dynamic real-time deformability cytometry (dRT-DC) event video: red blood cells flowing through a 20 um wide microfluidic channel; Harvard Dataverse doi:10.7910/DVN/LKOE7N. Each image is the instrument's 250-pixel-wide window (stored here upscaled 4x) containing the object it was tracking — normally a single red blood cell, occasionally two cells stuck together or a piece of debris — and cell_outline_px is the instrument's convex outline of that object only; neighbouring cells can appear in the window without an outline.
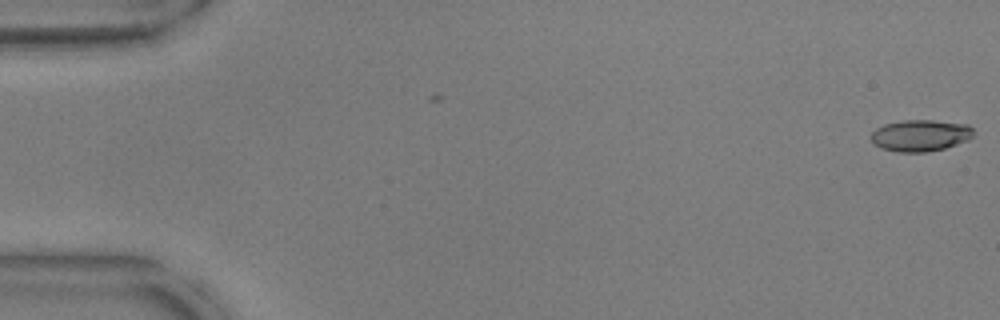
{"species": "common noctule bat (a hibernating species)", "species_latin": "Nyctalus noctula", "temperature_condition": "warm", "stored_images_in_passage": 53, "camera_frame_rate_fps": 3000, "um_per_image_px": 0.085, "animal": {"sex": "male", "body_mass_g": 17.9, "forearm_length_mm": 54.2}, "frame": {"image": 1, "passage_image": 1, "time_ms": 0.0, "image_size_px": [1000, 320], "cell_outline_px": [[972, 136], [968, 140], [944, 148], [924, 152], [896, 152], [880, 148], [872, 144], [872, 132], [876, 128], [884, 124], [900, 120], [932, 120], [968, 124], [972, 128]], "centroid_in_image_um": [78.19, 11.51], "position_along_channel_um": 6.8, "area_um2": 18.9}}
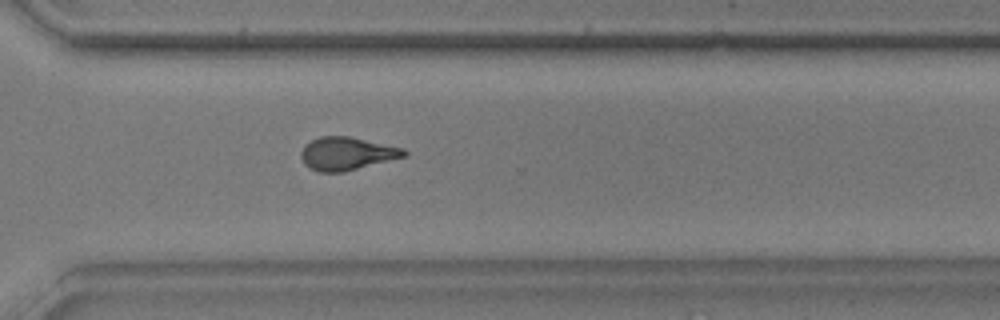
{"frame": {"image": 2, "passage_image": 39, "time_ms": 12.667, "image_size_px": [1000, 320], "cell_outline_px": [[408, 156], [344, 172], [320, 172], [304, 164], [300, 156], [300, 152], [304, 144], [320, 136], [348, 136], [404, 148], [408, 152]], "centroid_in_image_um": [29.49, 13.05], "position_along_channel_um": 341.1, "area_um2": 19.94}}
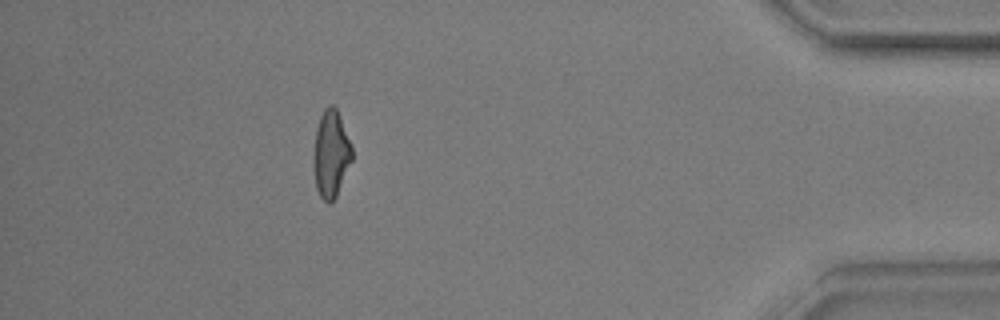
{"frame": {"image": 3, "passage_image": 48, "time_ms": 15.667, "image_size_px": [1000, 320], "cell_outline_px": [[352, 160], [336, 196], [332, 204], [328, 204], [320, 196], [316, 188], [312, 160], [316, 128], [320, 116], [324, 108], [328, 104], [332, 104], [336, 108], [352, 148]], "centroid_in_image_um": [28.1, 13.1], "position_along_channel_um": 407.1, "area_um2": 19.54}, "authors_computed_cell_mechanics": {"area_um2": 19.5364, "velocity_mm_per_s": 3.8087, "shape_relaxation_time_tau1_ms": 5.6547, "shape_relaxation_time_tau2_ms": 1.653, "deformation_change_tau1": 0.2063, "deformation_change_tau2": 0.1067}}